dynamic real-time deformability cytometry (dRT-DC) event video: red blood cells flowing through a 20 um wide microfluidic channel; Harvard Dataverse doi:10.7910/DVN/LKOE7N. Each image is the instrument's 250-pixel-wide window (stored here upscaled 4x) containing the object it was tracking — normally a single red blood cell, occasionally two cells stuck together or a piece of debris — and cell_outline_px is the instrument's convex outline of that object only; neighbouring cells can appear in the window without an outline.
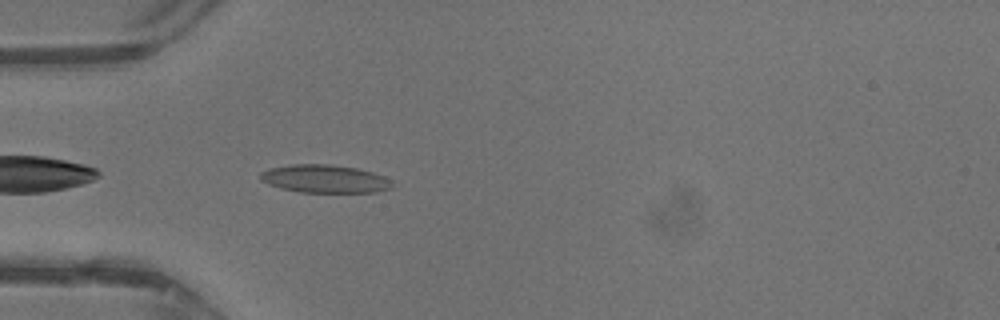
{"species": "common noctule bat (a hibernating species)", "species_latin": "Nyctalus noctula", "temperature_condition": "warm", "stored_images_in_passage": 27, "camera_frame_rate_fps": 3000, "um_per_image_px": 0.085, "animal": {"sex": "male", "body_mass_g": 13.3}, "frame": {"image": 1, "passage_image": 2, "time_ms": 0.333, "image_size_px": [1000, 320], "cell_outline_px": [[392, 188], [376, 192], [300, 192], [280, 188], [268, 184], [260, 180], [260, 172], [268, 168], [292, 164], [328, 164], [356, 168], [372, 172], [384, 176], [392, 180]], "centroid_in_image_um": [27.59, 15.2], "position_along_channel_um": 57.4, "area_um2": 21.62}}
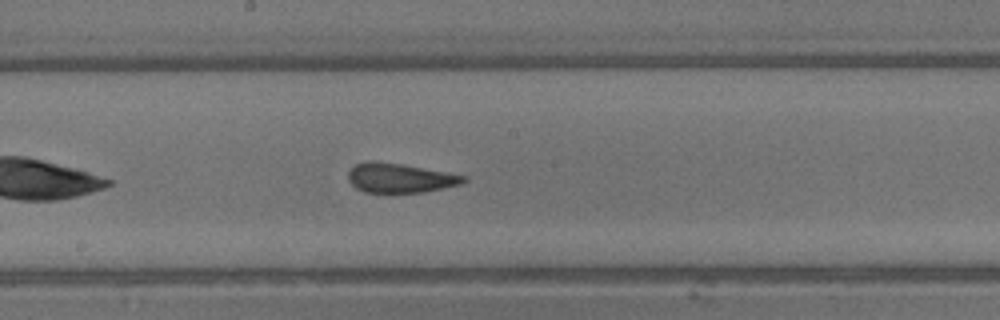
{"frame": {"image": 2, "passage_image": 12, "time_ms": 3.667, "image_size_px": [1000, 320], "cell_outline_px": [[468, 180], [460, 184], [424, 192], [364, 192], [356, 188], [348, 180], [348, 172], [356, 164], [368, 160], [372, 160], [400, 164], [448, 172], [468, 176]], "centroid_in_image_um": [34.0, 15.12], "position_along_channel_um": 214.2, "area_um2": 19.71}}
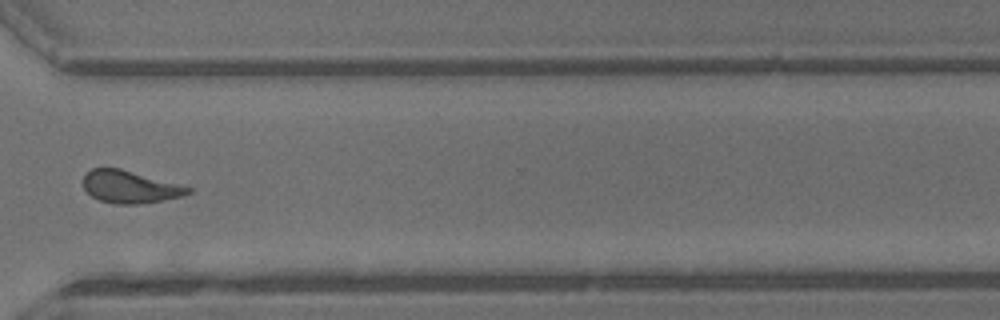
{"frame": {"image": 3, "passage_image": 21, "time_ms": 6.667, "image_size_px": [1000, 320], "cell_outline_px": [[192, 192], [184, 196], [136, 204], [116, 204], [100, 200], [92, 196], [84, 188], [84, 172], [92, 168], [120, 168], [192, 188]], "centroid_in_image_um": [11.02, 15.88], "position_along_channel_um": 359.6, "area_um2": 19.54}, "authors_computed_cell_mechanics": {"area_um2": 20.23, "velocity_mm_per_s": 4.8701, "shape_relaxation_time_tau1_ms": null, "shape_relaxation_time_tau2_ms": 0.9679, "deformation_change_tau1": null, "deformation_change_tau2": 0.0649}}